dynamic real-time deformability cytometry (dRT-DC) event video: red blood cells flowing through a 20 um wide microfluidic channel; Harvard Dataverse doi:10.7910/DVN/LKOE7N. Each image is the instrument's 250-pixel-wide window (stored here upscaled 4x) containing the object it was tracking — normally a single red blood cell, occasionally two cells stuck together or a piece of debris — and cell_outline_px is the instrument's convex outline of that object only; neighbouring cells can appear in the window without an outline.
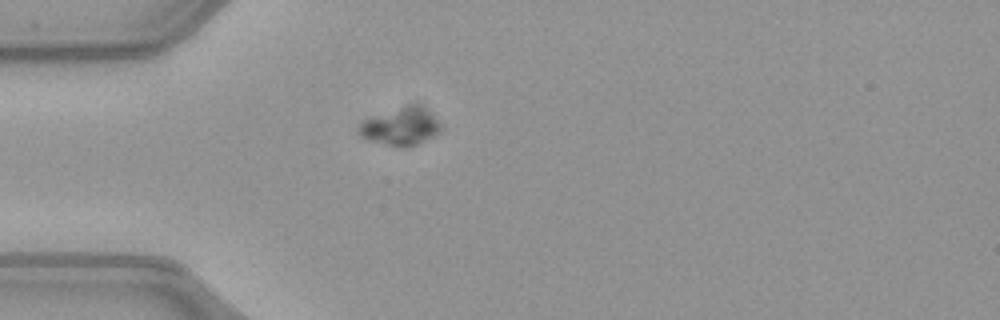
{"species": "common noctule bat (a hibernating species)", "species_latin": "Nyctalus noctula", "temperature_condition": "warm", "stored_images_in_passage": 38, "camera_frame_rate_fps": 3000, "um_per_image_px": 0.085, "animal": {"sex": "female", "body_mass_g": 21.9}, "frame": {"image": 1, "passage_image": 1, "time_ms": 0.0, "image_size_px": [1000, 320], "cell_outline_px": [[440, 132], [416, 144], [404, 148], [400, 148], [372, 140], [360, 136], [360, 124], [364, 120], [416, 100], [440, 124]], "centroid_in_image_um": [34.09, 10.72], "position_along_channel_um": 50.9, "area_um2": 17.69}}
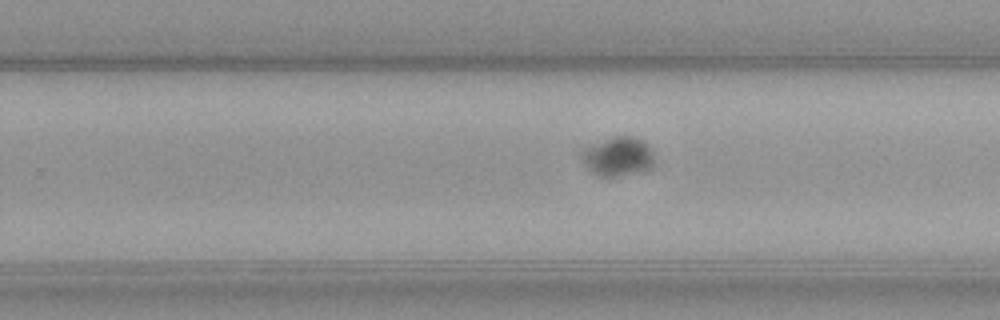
{"frame": {"image": 2, "passage_image": 19, "time_ms": 6.0, "image_size_px": [1000, 320], "cell_outline_px": [[652, 168], [612, 176], [600, 176], [592, 172], [584, 164], [580, 152], [584, 148], [616, 136], [628, 136], [644, 140], [648, 144], [652, 152]], "centroid_in_image_um": [52.51, 13.28], "position_along_channel_um": 277.3, "area_um2": 16.01}}
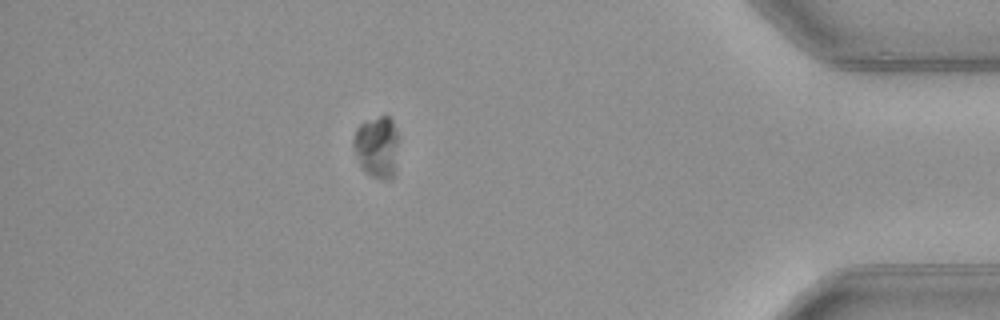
{"frame": {"image": 3, "passage_image": 32, "time_ms": 10.333, "image_size_px": [1000, 320], "cell_outline_px": [[396, 144], [392, 176], [372, 176], [360, 164], [352, 144], [352, 140], [356, 128], [360, 124], [380, 116], [388, 116], [392, 120], [396, 132]], "centroid_in_image_um": [31.97, 12.39], "position_along_channel_um": 403.2, "area_um2": 15.09}}